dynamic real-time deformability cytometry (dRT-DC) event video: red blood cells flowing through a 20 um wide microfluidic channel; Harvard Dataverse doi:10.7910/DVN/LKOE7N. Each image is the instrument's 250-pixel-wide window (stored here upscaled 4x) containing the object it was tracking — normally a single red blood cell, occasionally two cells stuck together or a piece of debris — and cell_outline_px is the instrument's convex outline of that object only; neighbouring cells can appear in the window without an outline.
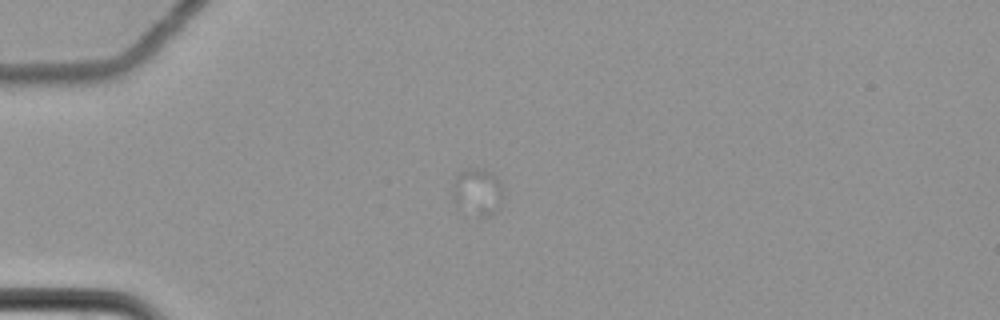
{"species": "common noctule bat (a hibernating species)", "species_latin": "Nyctalus noctula", "temperature_condition": "cold", "stored_images_in_passage": 2, "camera_frame_rate_fps": 3000, "um_per_image_px": 0.085, "animal": {"sex": "female", "body_mass_g": 22.7, "forearm_length_mm": 54.2}, "frame": {"image": 1, "passage_image": 1, "time_ms": 0.0, "image_size_px": [1000, 320], "cell_outline_px": [[504, 196], [500, 208], [496, 212], [484, 216], [480, 216], [456, 204], [452, 200], [452, 192], [456, 176], [464, 168], [484, 168], [492, 172], [496, 176], [500, 184]], "centroid_in_image_um": [40.62, 16.26], "position_along_channel_um": 44.4, "area_um2": 13.87}}